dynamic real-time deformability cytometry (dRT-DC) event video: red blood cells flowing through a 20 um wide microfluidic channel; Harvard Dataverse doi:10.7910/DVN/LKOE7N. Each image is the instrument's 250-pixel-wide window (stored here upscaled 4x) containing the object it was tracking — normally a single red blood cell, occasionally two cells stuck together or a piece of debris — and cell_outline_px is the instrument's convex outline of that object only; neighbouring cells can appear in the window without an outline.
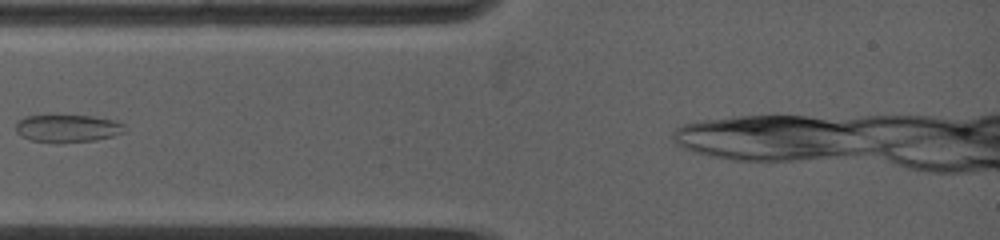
{"species": "common noctule bat (a hibernating species)", "species_latin": "Nyctalus noctula", "temperature_condition": "warm", "stored_images_in_passage": 18, "camera_frame_rate_fps": 5000, "um_per_image_px": 0.085, "animal": {"sex": "female", "body_mass_g": 19.0, "forearm_length_mm": 53.3}, "frame": {"image": 1, "passage_image": 3, "time_ms": 1.2, "image_size_px": [1000, 240], "cell_outline_px": [[124, 132], [112, 136], [96, 140], [60, 144], [28, 140], [20, 136], [16, 132], [16, 120], [24, 116], [92, 116], [116, 120], [124, 124]], "centroid_in_image_um": [5.7, 10.93], "position_along_channel_um": 79.3, "area_um2": 17.86}}
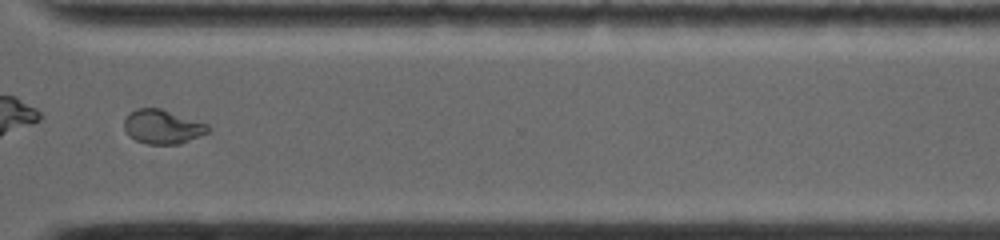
{"frame": {"image": 2, "passage_image": 16, "time_ms": 8.2, "image_size_px": [1000, 240], "cell_outline_px": [[208, 132], [180, 144], [148, 144], [136, 140], [124, 128], [124, 120], [128, 112], [136, 108], [160, 108], [208, 124]], "centroid_in_image_um": [13.79, 10.76], "position_along_channel_um": 356.8, "area_um2": 16.47}}